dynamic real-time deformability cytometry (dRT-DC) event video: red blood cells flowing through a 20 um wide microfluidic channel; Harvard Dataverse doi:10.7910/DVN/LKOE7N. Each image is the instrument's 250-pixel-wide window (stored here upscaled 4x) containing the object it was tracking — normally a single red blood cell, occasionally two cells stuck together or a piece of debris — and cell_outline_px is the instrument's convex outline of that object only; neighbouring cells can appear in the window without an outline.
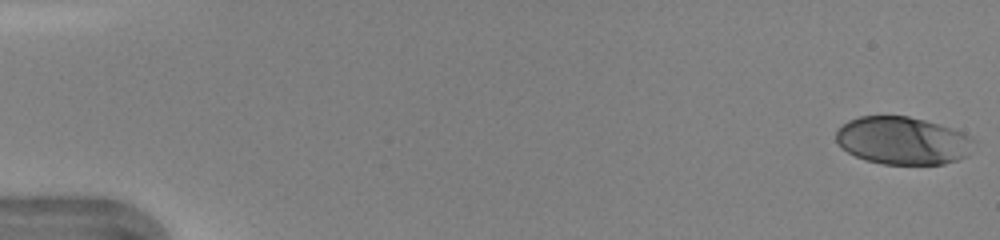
{"species": "human", "species_latin": "Homo sapiens", "temperature_condition": "warm", "stored_images_in_passage": 11, "camera_frame_rate_fps": 3000, "um_per_image_px": 0.085, "donor": {"sex": "female"}, "frame": {"image": 1, "passage_image": 1, "time_ms": 0.0, "image_size_px": [1000, 240], "cell_outline_px": [[976, 140], [968, 156], [944, 164], [884, 164], [864, 160], [848, 152], [836, 140], [836, 132], [848, 120], [860, 116], [908, 116], [924, 120], [952, 128], [964, 132], [972, 136]], "centroid_in_image_um": [76.78, 11.95], "position_along_channel_um": 8.2, "area_um2": 38.38}}